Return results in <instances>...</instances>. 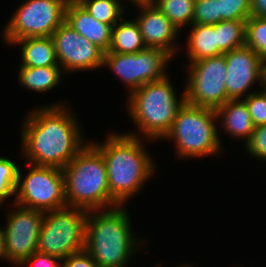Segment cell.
<instances>
[{"instance_id": "cell-1", "label": "cell", "mask_w": 266, "mask_h": 267, "mask_svg": "<svg viewBox=\"0 0 266 267\" xmlns=\"http://www.w3.org/2000/svg\"><path fill=\"white\" fill-rule=\"evenodd\" d=\"M63 103L37 106L25 116L20 152L26 162L63 169L87 144L76 114Z\"/></svg>"}, {"instance_id": "cell-2", "label": "cell", "mask_w": 266, "mask_h": 267, "mask_svg": "<svg viewBox=\"0 0 266 267\" xmlns=\"http://www.w3.org/2000/svg\"><path fill=\"white\" fill-rule=\"evenodd\" d=\"M114 132L107 133L105 142L91 143L105 160L110 195L125 205L152 178L157 167L144 143L151 140Z\"/></svg>"}, {"instance_id": "cell-3", "label": "cell", "mask_w": 266, "mask_h": 267, "mask_svg": "<svg viewBox=\"0 0 266 267\" xmlns=\"http://www.w3.org/2000/svg\"><path fill=\"white\" fill-rule=\"evenodd\" d=\"M125 206L88 211L84 249L100 267H128L146 243L145 238L135 236Z\"/></svg>"}, {"instance_id": "cell-4", "label": "cell", "mask_w": 266, "mask_h": 267, "mask_svg": "<svg viewBox=\"0 0 266 267\" xmlns=\"http://www.w3.org/2000/svg\"><path fill=\"white\" fill-rule=\"evenodd\" d=\"M169 76L146 83L127 96L126 108L138 132L134 130V133L126 134L153 142L162 140L168 133L178 110L186 101L185 88L178 98Z\"/></svg>"}, {"instance_id": "cell-5", "label": "cell", "mask_w": 266, "mask_h": 267, "mask_svg": "<svg viewBox=\"0 0 266 267\" xmlns=\"http://www.w3.org/2000/svg\"><path fill=\"white\" fill-rule=\"evenodd\" d=\"M62 172L67 206L90 211L120 205L110 195L105 160L91 141Z\"/></svg>"}, {"instance_id": "cell-6", "label": "cell", "mask_w": 266, "mask_h": 267, "mask_svg": "<svg viewBox=\"0 0 266 267\" xmlns=\"http://www.w3.org/2000/svg\"><path fill=\"white\" fill-rule=\"evenodd\" d=\"M215 109L188 104L180 107L163 139L172 141L181 159L214 156L223 151Z\"/></svg>"}, {"instance_id": "cell-7", "label": "cell", "mask_w": 266, "mask_h": 267, "mask_svg": "<svg viewBox=\"0 0 266 267\" xmlns=\"http://www.w3.org/2000/svg\"><path fill=\"white\" fill-rule=\"evenodd\" d=\"M87 214V210L71 206L44 212L37 251L63 260L84 250Z\"/></svg>"}, {"instance_id": "cell-8", "label": "cell", "mask_w": 266, "mask_h": 267, "mask_svg": "<svg viewBox=\"0 0 266 267\" xmlns=\"http://www.w3.org/2000/svg\"><path fill=\"white\" fill-rule=\"evenodd\" d=\"M69 0H25L15 9L2 30L4 42L30 37H51L65 21Z\"/></svg>"}, {"instance_id": "cell-9", "label": "cell", "mask_w": 266, "mask_h": 267, "mask_svg": "<svg viewBox=\"0 0 266 267\" xmlns=\"http://www.w3.org/2000/svg\"><path fill=\"white\" fill-rule=\"evenodd\" d=\"M26 164L29 171L23 176L19 168L15 197L11 203L42 212L67 206L62 169Z\"/></svg>"}, {"instance_id": "cell-10", "label": "cell", "mask_w": 266, "mask_h": 267, "mask_svg": "<svg viewBox=\"0 0 266 267\" xmlns=\"http://www.w3.org/2000/svg\"><path fill=\"white\" fill-rule=\"evenodd\" d=\"M172 56L165 50L146 47L137 53H104L103 67L112 70L128 88V94L146 83L167 77ZM168 64V65H167Z\"/></svg>"}, {"instance_id": "cell-11", "label": "cell", "mask_w": 266, "mask_h": 267, "mask_svg": "<svg viewBox=\"0 0 266 267\" xmlns=\"http://www.w3.org/2000/svg\"><path fill=\"white\" fill-rule=\"evenodd\" d=\"M185 98L188 104L217 109L228 101L225 55L188 62Z\"/></svg>"}, {"instance_id": "cell-12", "label": "cell", "mask_w": 266, "mask_h": 267, "mask_svg": "<svg viewBox=\"0 0 266 267\" xmlns=\"http://www.w3.org/2000/svg\"><path fill=\"white\" fill-rule=\"evenodd\" d=\"M7 210L6 226H3L7 262L13 265L27 259L37 251L44 212L11 205Z\"/></svg>"}, {"instance_id": "cell-13", "label": "cell", "mask_w": 266, "mask_h": 267, "mask_svg": "<svg viewBox=\"0 0 266 267\" xmlns=\"http://www.w3.org/2000/svg\"><path fill=\"white\" fill-rule=\"evenodd\" d=\"M51 37L63 73L103 68L104 52L77 33L65 21Z\"/></svg>"}, {"instance_id": "cell-14", "label": "cell", "mask_w": 266, "mask_h": 267, "mask_svg": "<svg viewBox=\"0 0 266 267\" xmlns=\"http://www.w3.org/2000/svg\"><path fill=\"white\" fill-rule=\"evenodd\" d=\"M226 58V91L228 100L245 99L257 82L261 83V57L243 45L224 53ZM250 90V91H249Z\"/></svg>"}, {"instance_id": "cell-15", "label": "cell", "mask_w": 266, "mask_h": 267, "mask_svg": "<svg viewBox=\"0 0 266 267\" xmlns=\"http://www.w3.org/2000/svg\"><path fill=\"white\" fill-rule=\"evenodd\" d=\"M139 10L137 21L146 47L168 52L173 58L179 49L177 41L181 31L152 2L132 4ZM179 49V50H178Z\"/></svg>"}, {"instance_id": "cell-16", "label": "cell", "mask_w": 266, "mask_h": 267, "mask_svg": "<svg viewBox=\"0 0 266 267\" xmlns=\"http://www.w3.org/2000/svg\"><path fill=\"white\" fill-rule=\"evenodd\" d=\"M65 22L104 53L108 52L113 26L96 20L77 0H69Z\"/></svg>"}, {"instance_id": "cell-17", "label": "cell", "mask_w": 266, "mask_h": 267, "mask_svg": "<svg viewBox=\"0 0 266 267\" xmlns=\"http://www.w3.org/2000/svg\"><path fill=\"white\" fill-rule=\"evenodd\" d=\"M220 129L232 138L242 139L244 143L250 138L254 131L248 107L243 99L228 100L222 106L215 109Z\"/></svg>"}, {"instance_id": "cell-18", "label": "cell", "mask_w": 266, "mask_h": 267, "mask_svg": "<svg viewBox=\"0 0 266 267\" xmlns=\"http://www.w3.org/2000/svg\"><path fill=\"white\" fill-rule=\"evenodd\" d=\"M20 46L21 63L19 66L48 67L60 66L52 37L23 38L12 43Z\"/></svg>"}, {"instance_id": "cell-19", "label": "cell", "mask_w": 266, "mask_h": 267, "mask_svg": "<svg viewBox=\"0 0 266 267\" xmlns=\"http://www.w3.org/2000/svg\"><path fill=\"white\" fill-rule=\"evenodd\" d=\"M186 42L188 62L224 54L218 48L215 24H192Z\"/></svg>"}, {"instance_id": "cell-20", "label": "cell", "mask_w": 266, "mask_h": 267, "mask_svg": "<svg viewBox=\"0 0 266 267\" xmlns=\"http://www.w3.org/2000/svg\"><path fill=\"white\" fill-rule=\"evenodd\" d=\"M18 83L25 89L43 93L62 83L63 71L60 66L26 67L18 69Z\"/></svg>"}, {"instance_id": "cell-21", "label": "cell", "mask_w": 266, "mask_h": 267, "mask_svg": "<svg viewBox=\"0 0 266 267\" xmlns=\"http://www.w3.org/2000/svg\"><path fill=\"white\" fill-rule=\"evenodd\" d=\"M146 46L136 20H126L124 17L112 29V41L108 52L137 53Z\"/></svg>"}, {"instance_id": "cell-22", "label": "cell", "mask_w": 266, "mask_h": 267, "mask_svg": "<svg viewBox=\"0 0 266 267\" xmlns=\"http://www.w3.org/2000/svg\"><path fill=\"white\" fill-rule=\"evenodd\" d=\"M99 22L114 26L127 13L122 0H77Z\"/></svg>"}, {"instance_id": "cell-23", "label": "cell", "mask_w": 266, "mask_h": 267, "mask_svg": "<svg viewBox=\"0 0 266 267\" xmlns=\"http://www.w3.org/2000/svg\"><path fill=\"white\" fill-rule=\"evenodd\" d=\"M179 30L192 25L195 0H151Z\"/></svg>"}, {"instance_id": "cell-24", "label": "cell", "mask_w": 266, "mask_h": 267, "mask_svg": "<svg viewBox=\"0 0 266 267\" xmlns=\"http://www.w3.org/2000/svg\"><path fill=\"white\" fill-rule=\"evenodd\" d=\"M218 48L229 52L245 45L246 21L226 20L215 24Z\"/></svg>"}, {"instance_id": "cell-25", "label": "cell", "mask_w": 266, "mask_h": 267, "mask_svg": "<svg viewBox=\"0 0 266 267\" xmlns=\"http://www.w3.org/2000/svg\"><path fill=\"white\" fill-rule=\"evenodd\" d=\"M19 166L14 160L0 156V205L15 197ZM14 195V196H13Z\"/></svg>"}, {"instance_id": "cell-26", "label": "cell", "mask_w": 266, "mask_h": 267, "mask_svg": "<svg viewBox=\"0 0 266 267\" xmlns=\"http://www.w3.org/2000/svg\"><path fill=\"white\" fill-rule=\"evenodd\" d=\"M245 45L266 57V18L251 16L246 21Z\"/></svg>"}, {"instance_id": "cell-27", "label": "cell", "mask_w": 266, "mask_h": 267, "mask_svg": "<svg viewBox=\"0 0 266 267\" xmlns=\"http://www.w3.org/2000/svg\"><path fill=\"white\" fill-rule=\"evenodd\" d=\"M221 21H247L251 17V0H217Z\"/></svg>"}, {"instance_id": "cell-28", "label": "cell", "mask_w": 266, "mask_h": 267, "mask_svg": "<svg viewBox=\"0 0 266 267\" xmlns=\"http://www.w3.org/2000/svg\"><path fill=\"white\" fill-rule=\"evenodd\" d=\"M221 22L218 1L195 0L192 24H216Z\"/></svg>"}, {"instance_id": "cell-29", "label": "cell", "mask_w": 266, "mask_h": 267, "mask_svg": "<svg viewBox=\"0 0 266 267\" xmlns=\"http://www.w3.org/2000/svg\"><path fill=\"white\" fill-rule=\"evenodd\" d=\"M248 107L254 126L266 124V94L263 90L251 93L243 99Z\"/></svg>"}, {"instance_id": "cell-30", "label": "cell", "mask_w": 266, "mask_h": 267, "mask_svg": "<svg viewBox=\"0 0 266 267\" xmlns=\"http://www.w3.org/2000/svg\"><path fill=\"white\" fill-rule=\"evenodd\" d=\"M245 152L249 153L250 157L261 161H266V124L259 125L254 128L250 138L246 141Z\"/></svg>"}, {"instance_id": "cell-31", "label": "cell", "mask_w": 266, "mask_h": 267, "mask_svg": "<svg viewBox=\"0 0 266 267\" xmlns=\"http://www.w3.org/2000/svg\"><path fill=\"white\" fill-rule=\"evenodd\" d=\"M14 266L21 267H63V260L57 256L42 253L39 251L34 252L27 259L17 263Z\"/></svg>"}, {"instance_id": "cell-32", "label": "cell", "mask_w": 266, "mask_h": 267, "mask_svg": "<svg viewBox=\"0 0 266 267\" xmlns=\"http://www.w3.org/2000/svg\"><path fill=\"white\" fill-rule=\"evenodd\" d=\"M63 267H100L84 249L63 259Z\"/></svg>"}, {"instance_id": "cell-33", "label": "cell", "mask_w": 266, "mask_h": 267, "mask_svg": "<svg viewBox=\"0 0 266 267\" xmlns=\"http://www.w3.org/2000/svg\"><path fill=\"white\" fill-rule=\"evenodd\" d=\"M251 16L266 18V0H251Z\"/></svg>"}, {"instance_id": "cell-34", "label": "cell", "mask_w": 266, "mask_h": 267, "mask_svg": "<svg viewBox=\"0 0 266 267\" xmlns=\"http://www.w3.org/2000/svg\"><path fill=\"white\" fill-rule=\"evenodd\" d=\"M7 260L6 256V242L3 227L0 226V260Z\"/></svg>"}, {"instance_id": "cell-35", "label": "cell", "mask_w": 266, "mask_h": 267, "mask_svg": "<svg viewBox=\"0 0 266 267\" xmlns=\"http://www.w3.org/2000/svg\"><path fill=\"white\" fill-rule=\"evenodd\" d=\"M261 86H266V57L261 58Z\"/></svg>"}, {"instance_id": "cell-36", "label": "cell", "mask_w": 266, "mask_h": 267, "mask_svg": "<svg viewBox=\"0 0 266 267\" xmlns=\"http://www.w3.org/2000/svg\"><path fill=\"white\" fill-rule=\"evenodd\" d=\"M130 1L129 3L135 4V3H143V2H151V0H126Z\"/></svg>"}, {"instance_id": "cell-37", "label": "cell", "mask_w": 266, "mask_h": 267, "mask_svg": "<svg viewBox=\"0 0 266 267\" xmlns=\"http://www.w3.org/2000/svg\"><path fill=\"white\" fill-rule=\"evenodd\" d=\"M177 267H193V264H192V266H191V264L189 263V264H180L179 266L178 265H176Z\"/></svg>"}, {"instance_id": "cell-38", "label": "cell", "mask_w": 266, "mask_h": 267, "mask_svg": "<svg viewBox=\"0 0 266 267\" xmlns=\"http://www.w3.org/2000/svg\"><path fill=\"white\" fill-rule=\"evenodd\" d=\"M262 90L265 92L266 94V86H262Z\"/></svg>"}, {"instance_id": "cell-39", "label": "cell", "mask_w": 266, "mask_h": 267, "mask_svg": "<svg viewBox=\"0 0 266 267\" xmlns=\"http://www.w3.org/2000/svg\"><path fill=\"white\" fill-rule=\"evenodd\" d=\"M155 267H162V265L161 264H157V265H154Z\"/></svg>"}]
</instances>
